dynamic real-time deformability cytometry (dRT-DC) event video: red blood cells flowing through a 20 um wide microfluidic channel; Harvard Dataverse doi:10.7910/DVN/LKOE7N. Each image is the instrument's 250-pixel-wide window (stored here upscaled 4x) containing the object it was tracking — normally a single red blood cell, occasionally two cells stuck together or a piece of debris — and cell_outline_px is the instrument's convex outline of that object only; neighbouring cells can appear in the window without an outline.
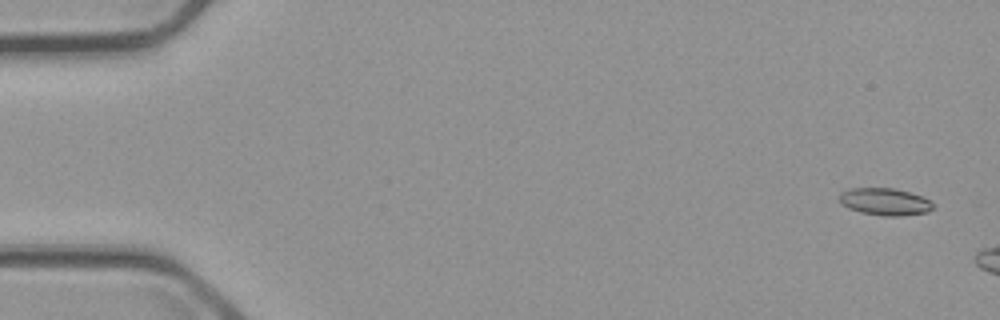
{"species": "common noctule bat (a hibernating species)", "species_latin": "Nyctalus noctula", "temperature_condition": "cold", "stored_images_in_passage": 5, "camera_frame_rate_fps": 3000, "um_per_image_px": 0.085, "animal": {"sex": "male", "body_mass_g": 23.1, "forearm_length_mm": 52.7}, "frame": {"image": 1, "passage_image": 1, "time_ms": 0.0, "image_size_px": [1000, 320], "cell_outline_px": [[932, 208], [928, 212], [900, 216], [884, 216], [860, 212], [848, 208], [840, 200], [840, 192], [848, 188], [892, 188], [908, 192], [920, 196], [928, 200], [932, 204]], "centroid_in_image_um": [75.18, 17.14], "position_along_channel_um": 9.8, "area_um2": 14.62}}